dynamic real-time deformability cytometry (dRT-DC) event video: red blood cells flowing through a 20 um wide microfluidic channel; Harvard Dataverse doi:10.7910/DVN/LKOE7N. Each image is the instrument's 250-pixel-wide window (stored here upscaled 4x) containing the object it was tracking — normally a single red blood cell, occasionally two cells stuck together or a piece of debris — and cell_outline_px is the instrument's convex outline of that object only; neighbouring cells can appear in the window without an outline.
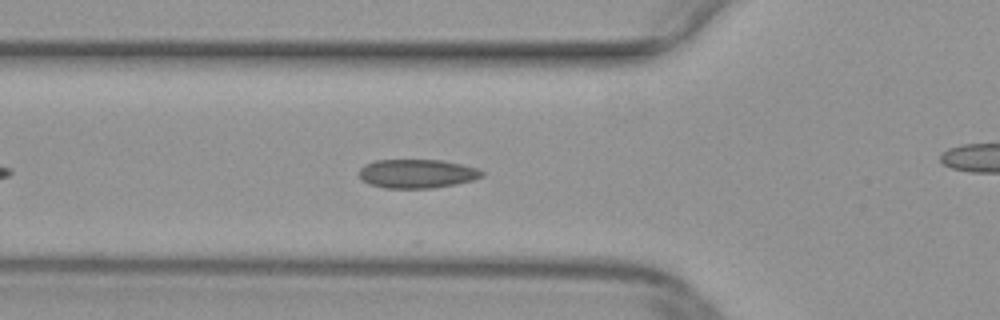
{"species": "common noctule bat (a hibernating species)", "species_latin": "Nyctalus noctula", "temperature_condition": "warm", "stored_images_in_passage": 24, "camera_frame_rate_fps": 3000, "um_per_image_px": 0.085, "animal": {"sex": "female", "body_mass_g": 29.2, "forearm_length_mm": 56.3}, "frame": {"image": 1, "passage_image": 2, "time_ms": 0.333, "image_size_px": [1000, 320], "cell_outline_px": [[484, 176], [472, 180], [456, 184], [432, 188], [384, 188], [368, 184], [360, 180], [360, 168], [364, 164], [372, 160], [440, 160], [460, 164], [476, 168], [484, 172]], "centroid_in_image_um": [35.4, 14.76], "position_along_channel_um": 90.4, "area_um2": 20.75}}
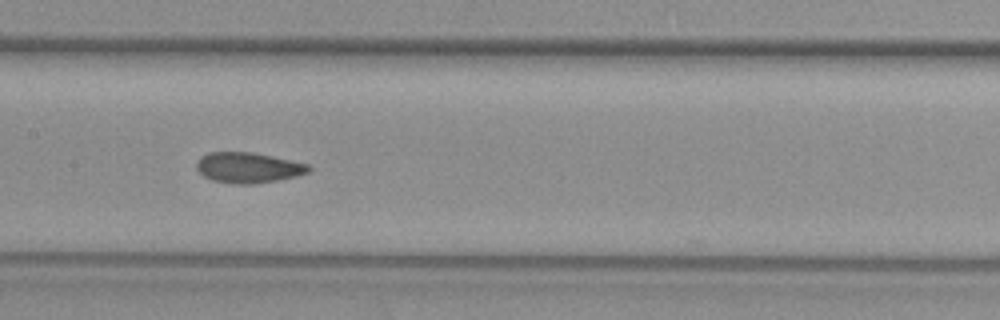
{"frame": {"image": 2, "passage_image": 9, "time_ms": 2.667, "image_size_px": [1000, 320], "cell_outline_px": [[312, 168], [308, 172], [296, 176], [276, 180], [252, 184], [232, 184], [212, 180], [204, 176], [196, 168], [196, 160], [200, 156], [208, 152], [252, 152], [272, 156], [308, 164]], "centroid_in_image_um": [21.05, 14.24], "position_along_channel_um": 186.3, "area_um2": 19.94}}
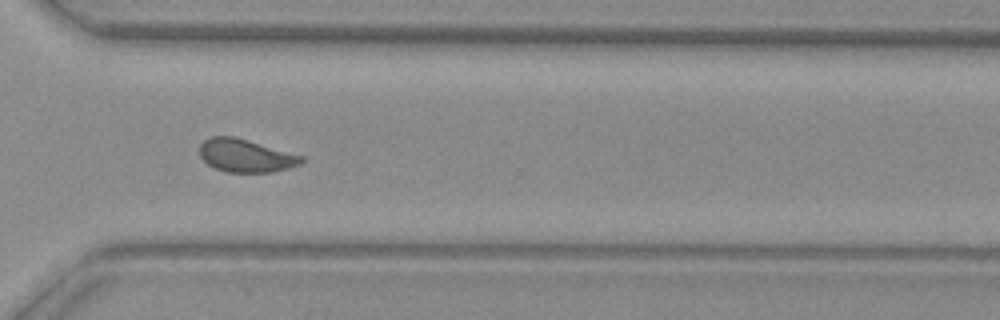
{"frame": {"image": 3, "passage_image": 21, "time_ms": 6.667, "image_size_px": [1000, 320], "cell_outline_px": [[304, 160], [300, 164], [288, 168], [272, 172], [228, 172], [216, 168], [208, 164], [200, 156], [200, 144], [204, 140], [212, 136], [232, 136], [248, 140], [304, 156]], "centroid_in_image_um": [20.89, 13.22], "position_along_channel_um": 349.7, "area_um2": 19.42}}